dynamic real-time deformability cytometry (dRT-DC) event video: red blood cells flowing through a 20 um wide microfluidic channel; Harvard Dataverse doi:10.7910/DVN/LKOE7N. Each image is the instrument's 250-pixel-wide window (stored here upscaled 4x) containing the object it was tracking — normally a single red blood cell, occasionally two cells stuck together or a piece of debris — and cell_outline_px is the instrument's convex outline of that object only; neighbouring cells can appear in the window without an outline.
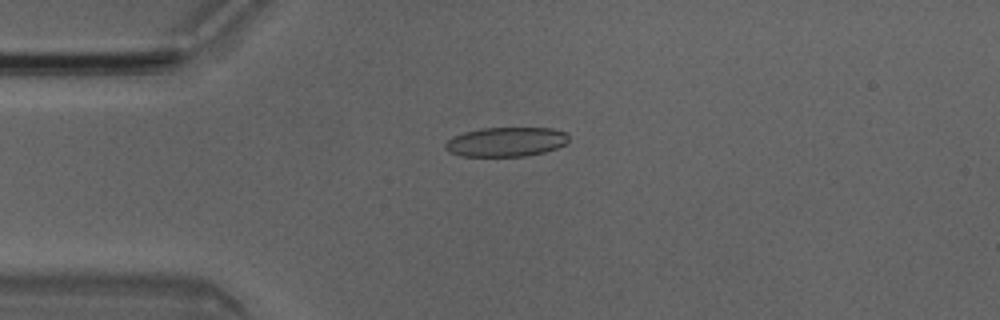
{"species": "Egyptian fruit bat (a non-hibernating species)", "species_latin": "Rousettus aegyptiacus", "temperature_condition": "room temperature", "stored_images_in_passage": 1, "camera_frame_rate_fps": 3000, "um_per_image_px": 0.085, "animal": {"sex": "male"}, "frame": {"image": 1, "passage_image": 1, "time_ms": 0.0, "image_size_px": [1000, 320], "cell_outline_px": [[568, 140], [564, 144], [556, 148], [544, 152], [524, 156], [460, 156], [448, 152], [444, 148], [444, 144], [452, 136], [464, 132], [484, 128], [552, 128], [564, 132], [568, 136]], "centroid_in_image_um": [42.96, 12.06], "position_along_channel_um": 42.0, "area_um2": 21.1}}